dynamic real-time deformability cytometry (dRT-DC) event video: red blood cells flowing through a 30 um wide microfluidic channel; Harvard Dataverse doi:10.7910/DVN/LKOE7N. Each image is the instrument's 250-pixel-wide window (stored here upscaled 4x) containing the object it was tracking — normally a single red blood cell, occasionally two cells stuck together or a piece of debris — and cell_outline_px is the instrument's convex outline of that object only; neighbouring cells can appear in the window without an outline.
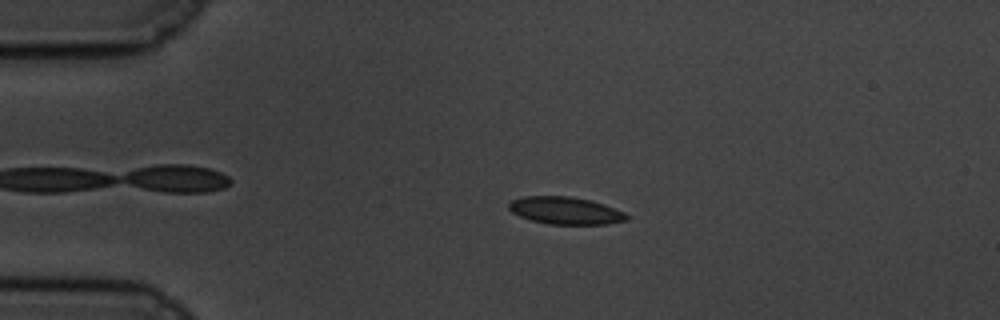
{"species": "common noctule bat (a hibernating species)", "species_latin": "Nyctalus noctula", "temperature_condition": "cold", "stored_images_in_passage": 53, "camera_frame_rate_fps": 3000, "um_per_image_px": 0.085, "animal": {"sex": "male", "body_mass_g": 19.5, "forearm_length_mm": 54.6}, "frame": {"image": 1, "passage_image": 8, "time_ms": 2.333, "image_size_px": [1000, 320], "cell_outline_px": [[628, 220], [608, 224], [548, 224], [532, 220], [520, 216], [512, 212], [508, 208], [508, 204], [512, 200], [524, 196], [568, 196], [588, 200], [604, 204], [624, 212], [628, 216]], "centroid_in_image_um": [48.06, 17.9], "position_along_channel_um": 36.9, "area_um2": 18.67}}
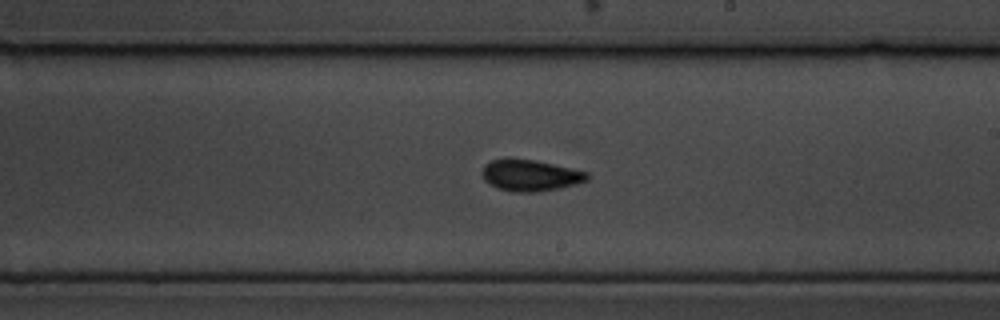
{"frame": {"image": 2, "passage_image": 29, "time_ms": 9.333, "image_size_px": [1000, 320], "cell_outline_px": [[588, 180], [576, 184], [560, 188], [536, 192], [512, 192], [496, 188], [488, 184], [484, 180], [480, 172], [484, 164], [492, 160], [504, 156], [508, 156], [536, 160], [588, 172]], "centroid_in_image_um": [44.99, 14.88], "position_along_channel_um": 244.0, "area_um2": 19.83}}
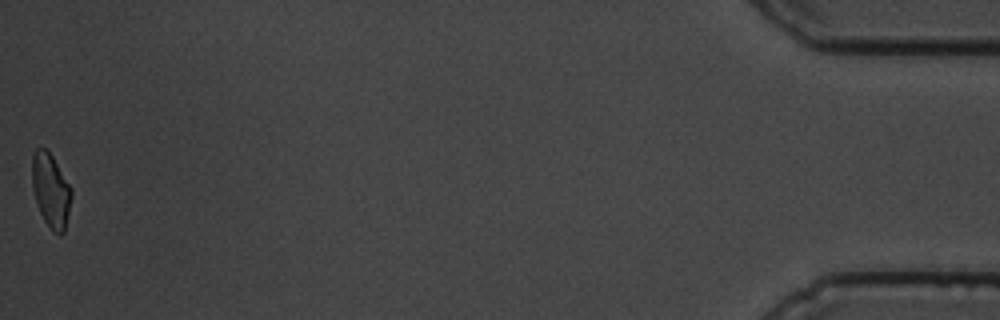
{"frame": {"image": 3, "passage_image": 53, "time_ms": 17.333, "image_size_px": [1000, 320], "cell_outline_px": [[72, 196], [64, 232], [60, 236], [52, 232], [44, 220], [36, 204], [32, 188], [32, 152], [36, 148], [44, 148], [52, 156], [72, 188]], "centroid_in_image_um": [4.31, 16.21], "position_along_channel_um": 430.9, "area_um2": 17.11}, "authors_computed_cell_mechanics": {"area_um2": 18.3804, "velocity_mm_per_s": 3.4889, "shape_relaxation_time_tau1_ms": 2.7687, "shape_relaxation_time_tau2_ms": 4.5789, "deformation_change_tau1": 0.1087, "deformation_change_tau2": 0.0976}}